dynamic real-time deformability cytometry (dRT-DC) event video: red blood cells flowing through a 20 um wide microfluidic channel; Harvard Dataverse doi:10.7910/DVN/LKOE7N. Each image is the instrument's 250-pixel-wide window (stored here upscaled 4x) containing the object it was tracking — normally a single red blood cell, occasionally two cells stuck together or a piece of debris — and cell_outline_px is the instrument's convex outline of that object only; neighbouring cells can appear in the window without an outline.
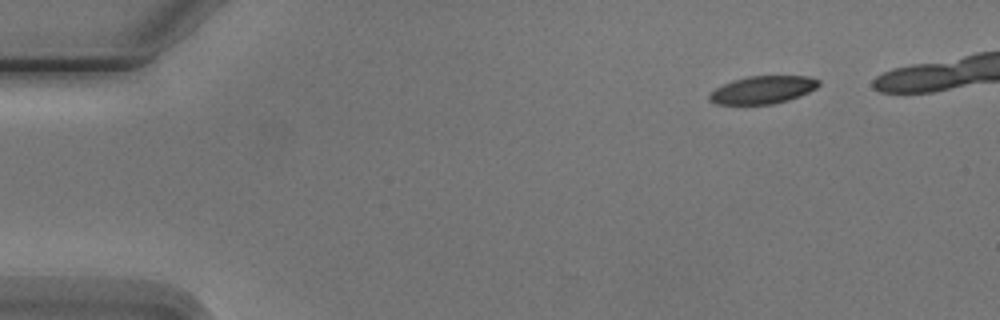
{"species": "Egyptian fruit bat (a non-hibernating species)", "species_latin": "Rousettus aegyptiacus", "temperature_condition": "cold", "stored_images_in_passage": 8, "segment_of_instrument_passage": [1, 2], "camera_frame_rate_fps": 3000, "um_per_image_px": 0.085, "animal": {"sex": "male"}, "frame": {"image": 1, "passage_image": 1, "time_ms": 0.0, "image_size_px": [1000, 320], "cell_outline_px": [[820, 84], [816, 88], [800, 96], [788, 100], [772, 104], [716, 104], [708, 100], [708, 96], [716, 88], [732, 80], [748, 76], [808, 76], [820, 80]], "centroid_in_image_um": [64.84, 7.63], "position_along_channel_um": 20.2, "area_um2": 17.63}}
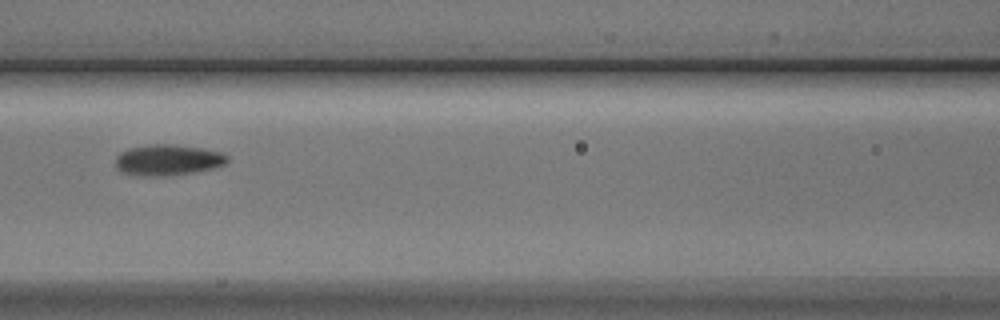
{"frame": {"image": 2, "passage_image": 6, "time_ms": 6.0, "image_size_px": [1000, 320], "cell_outline_px": [[228, 164], [212, 168], [192, 172], [168, 176], [140, 176], [124, 172], [116, 168], [116, 156], [120, 152], [128, 148], [148, 144], [172, 144], [204, 148], [224, 152], [228, 156]], "centroid_in_image_um": [14.29, 13.58], "position_along_channel_um": 152.3, "area_um2": 20.4}}
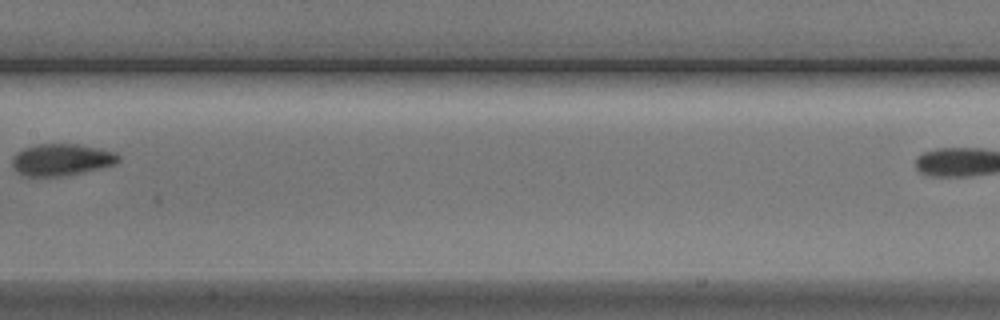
{"frame": {"image": 3, "passage_image": 7, "time_ms": 7.333, "image_size_px": [1000, 320], "cell_outline_px": [[120, 160], [116, 164], [84, 172], [64, 176], [24, 176], [16, 172], [12, 168], [12, 156], [16, 152], [24, 148], [40, 144], [76, 144], [100, 148], [116, 152], [120, 156]], "centroid_in_image_um": [5.22, 13.58], "position_along_channel_um": 202.2, "area_um2": 19.94}}